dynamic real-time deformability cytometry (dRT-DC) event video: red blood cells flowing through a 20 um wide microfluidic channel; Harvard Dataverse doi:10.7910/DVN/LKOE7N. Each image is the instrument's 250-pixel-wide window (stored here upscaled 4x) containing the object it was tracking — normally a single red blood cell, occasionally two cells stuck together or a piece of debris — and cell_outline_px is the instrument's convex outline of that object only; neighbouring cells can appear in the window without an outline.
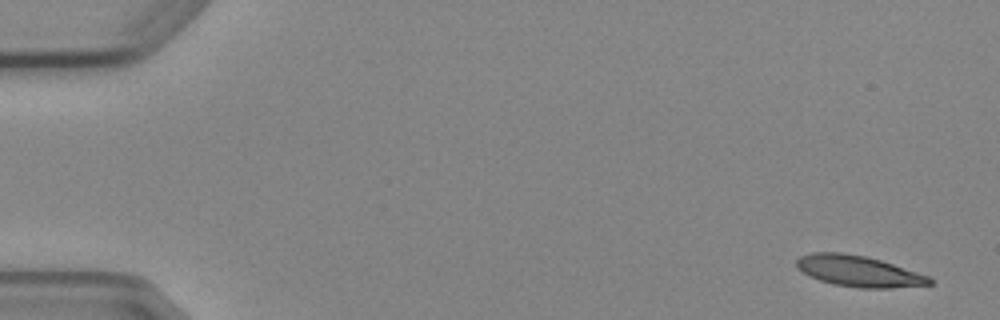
{"species": "Egyptian fruit bat (a non-hibernating species)", "species_latin": "Rousettus aegyptiacus", "temperature_condition": "cold", "stored_images_in_passage": 5, "camera_frame_rate_fps": 3000, "um_per_image_px": 0.085, "animal": {"sex": "female"}, "frame": {"image": 1, "passage_image": 1, "time_ms": 0.0, "image_size_px": [1000, 320], "cell_outline_px": [[932, 284], [892, 288], [860, 288], [832, 284], [820, 280], [796, 268], [796, 260], [800, 256], [812, 252], [844, 252], [868, 256], [928, 276], [932, 280]], "centroid_in_image_um": [72.95, 23.04], "position_along_channel_um": 12.1, "area_um2": 23.93}}
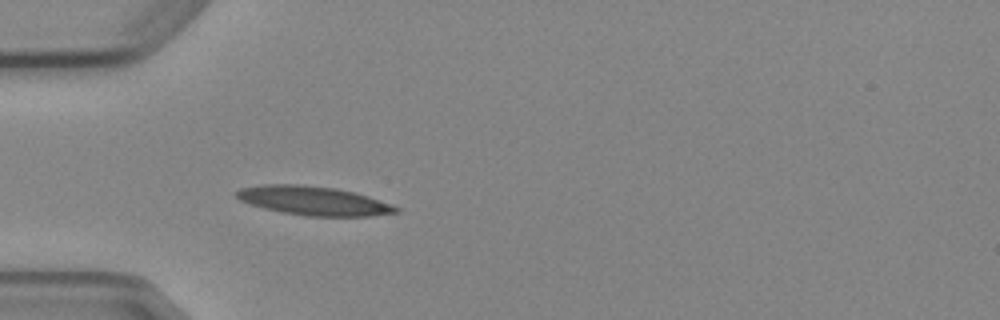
{"frame": {"image": 2, "passage_image": 5, "time_ms": 4.667, "image_size_px": [1000, 320], "cell_outline_px": [[400, 212], [372, 216], [308, 216], [284, 212], [264, 208], [240, 200], [236, 196], [236, 192], [240, 188], [264, 184], [296, 184], [336, 188], [368, 196], [392, 204], [400, 208]], "centroid_in_image_um": [26.69, 17.06], "position_along_channel_um": 58.3, "area_um2": 26.7}}